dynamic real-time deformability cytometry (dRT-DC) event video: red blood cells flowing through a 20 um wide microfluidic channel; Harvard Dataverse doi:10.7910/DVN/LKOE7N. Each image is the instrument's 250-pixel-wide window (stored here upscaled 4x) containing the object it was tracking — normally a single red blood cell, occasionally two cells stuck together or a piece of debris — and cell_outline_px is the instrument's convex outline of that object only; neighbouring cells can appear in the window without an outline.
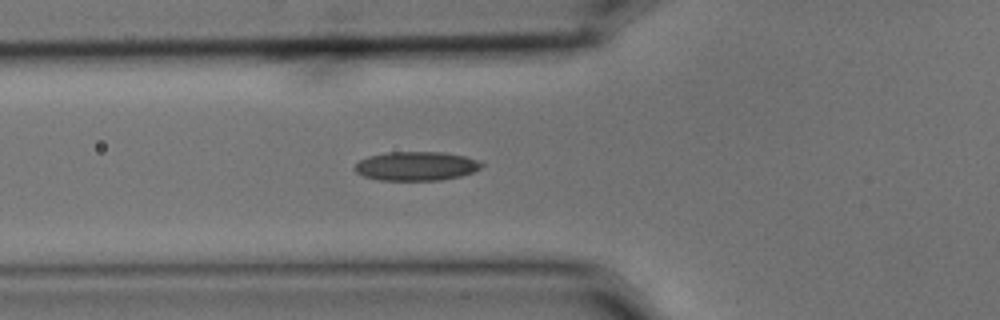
{"species": "common noctule bat (a hibernating species)", "species_latin": "Nyctalus noctula", "temperature_condition": "cold", "stored_images_in_passage": 5, "camera_frame_rate_fps": 3000, "um_per_image_px": 0.085, "animal": {"sex": "male", "body_mass_g": 15.6}, "frame": {"image": 1, "passage_image": 5, "time_ms": 1.333, "image_size_px": [1000, 320], "cell_outline_px": [[484, 164], [480, 168], [472, 172], [460, 176], [440, 180], [380, 180], [364, 176], [356, 172], [352, 168], [360, 160], [368, 156], [388, 152], [444, 152], [464, 156], [476, 160]], "centroid_in_image_um": [35.35, 14.11], "position_along_channel_um": 90.4, "area_um2": 21.33}}